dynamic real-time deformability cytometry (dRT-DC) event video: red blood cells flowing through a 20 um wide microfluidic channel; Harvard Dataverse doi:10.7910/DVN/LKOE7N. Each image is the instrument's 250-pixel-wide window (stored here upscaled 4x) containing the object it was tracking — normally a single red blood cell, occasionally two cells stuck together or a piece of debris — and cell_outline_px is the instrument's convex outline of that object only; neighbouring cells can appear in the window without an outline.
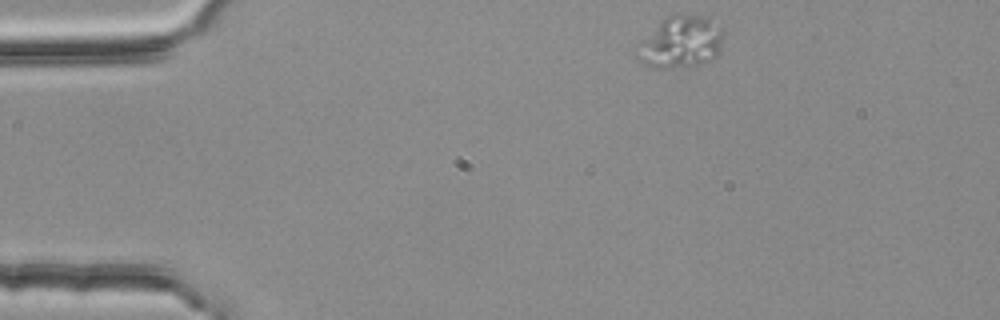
{"species": "common noctule bat (a hibernating species)", "species_latin": "Nyctalus noctula", "temperature_condition": "room temperature", "stored_images_in_passage": 48, "camera_frame_rate_fps": 3000, "um_per_image_px": 0.085, "animal": {"sex": "female", "body_mass_g": 25.1}, "frame": {"image": 1, "passage_image": 1, "time_ms": 0.0, "image_size_px": [1000, 320], "cell_outline_px": [[724, 32], [720, 52], [716, 56], [696, 64], [668, 68], [656, 68], [644, 64], [636, 56], [632, 48], [668, 16], [676, 12], [680, 12], [708, 16], [724, 28]], "centroid_in_image_um": [57.87, 3.53], "position_along_channel_um": 27.1, "area_um2": 26.53}}
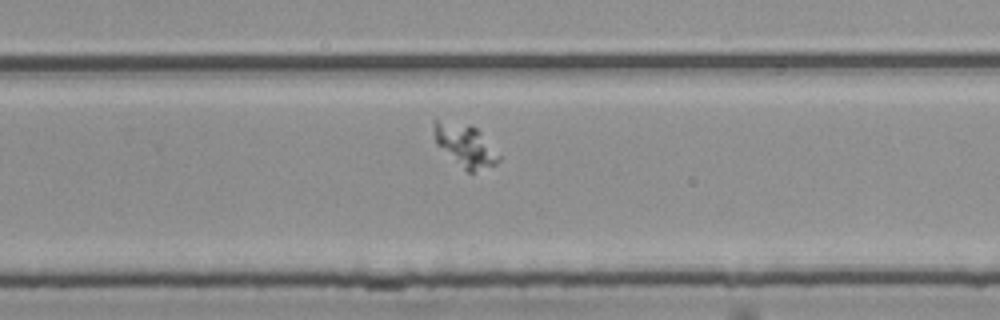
{"frame": {"image": 2, "passage_image": 28, "time_ms": 9.0, "image_size_px": [1000, 320], "cell_outline_px": [[500, 160], [496, 164], [472, 172], [468, 172], [436, 144], [432, 124], [432, 120], [436, 120], [468, 124], [476, 128], [480, 132], [500, 156]], "centroid_in_image_um": [39.52, 12.34], "position_along_channel_um": 290.3, "area_um2": 15.66}}
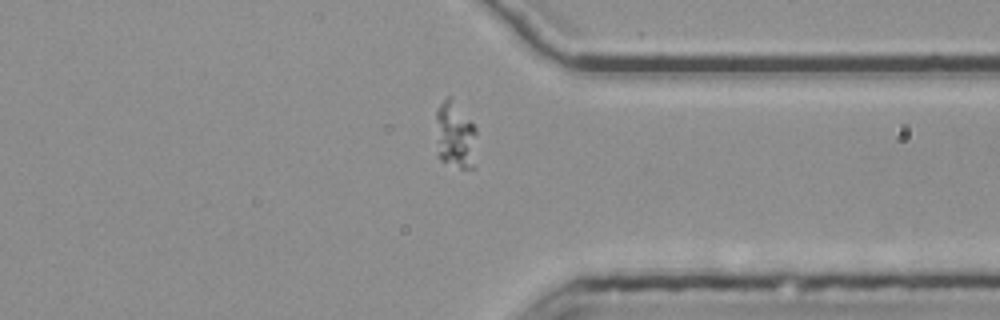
{"frame": {"image": 3, "passage_image": 35, "time_ms": 11.333, "image_size_px": [1000, 320], "cell_outline_px": [[476, 168], [460, 168], [440, 160], [436, 140], [436, 108], [448, 96], [452, 96], [476, 128]], "centroid_in_image_um": [38.71, 11.5], "position_along_channel_um": 372.7, "area_um2": 16.42}}